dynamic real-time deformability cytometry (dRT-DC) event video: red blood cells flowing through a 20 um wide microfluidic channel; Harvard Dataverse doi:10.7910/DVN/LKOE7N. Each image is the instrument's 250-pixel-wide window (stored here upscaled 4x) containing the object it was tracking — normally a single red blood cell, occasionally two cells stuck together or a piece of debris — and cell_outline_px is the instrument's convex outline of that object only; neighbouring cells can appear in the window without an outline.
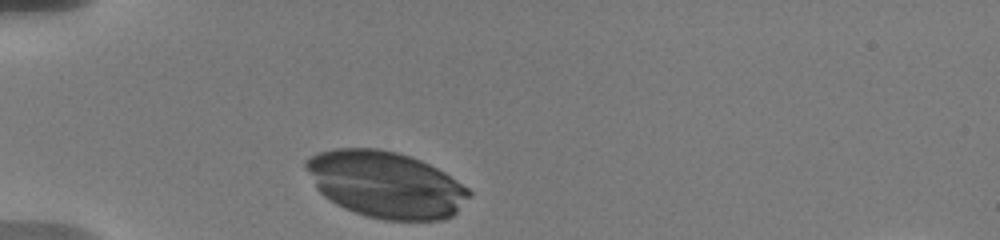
{"species": "human", "species_latin": "Homo sapiens", "temperature_condition": "warm", "stored_images_in_passage": 8, "camera_frame_rate_fps": 3000, "um_per_image_px": 0.085, "donor": {"sex": "male"}, "frame": {"image": 1, "passage_image": 1, "time_ms": 0.0, "image_size_px": [1000, 240], "cell_outline_px": [[472, 196], [452, 216], [440, 220], [384, 220], [368, 216], [344, 208], [336, 204], [324, 196], [316, 188], [304, 168], [304, 160], [320, 152], [336, 148], [376, 148], [396, 152], [420, 160], [444, 172], [468, 188], [472, 192]], "centroid_in_image_um": [32.78, 15.68], "position_along_channel_um": 52.2, "area_um2": 63.06}}
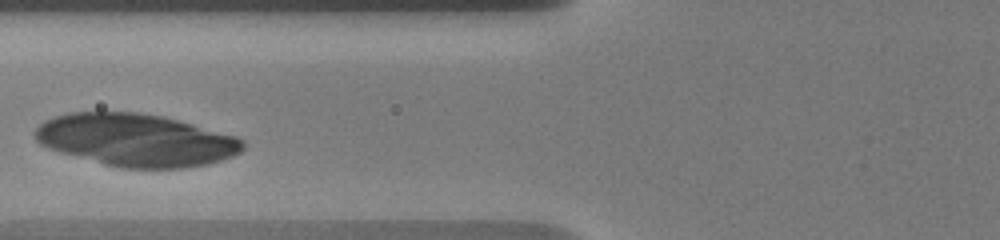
{"frame": {"image": 2, "passage_image": 4, "time_ms": 2.333, "image_size_px": [1000, 240], "cell_outline_px": [[244, 148], [240, 152], [232, 156], [208, 164], [184, 168], [120, 168], [104, 164], [60, 152], [48, 148], [40, 144], [32, 136], [32, 132], [44, 120], [68, 112], [140, 112], [164, 116], [236, 136], [244, 140]], "centroid_in_image_um": [11.53, 11.9], "position_along_channel_um": 114.3, "area_um2": 63.81}}